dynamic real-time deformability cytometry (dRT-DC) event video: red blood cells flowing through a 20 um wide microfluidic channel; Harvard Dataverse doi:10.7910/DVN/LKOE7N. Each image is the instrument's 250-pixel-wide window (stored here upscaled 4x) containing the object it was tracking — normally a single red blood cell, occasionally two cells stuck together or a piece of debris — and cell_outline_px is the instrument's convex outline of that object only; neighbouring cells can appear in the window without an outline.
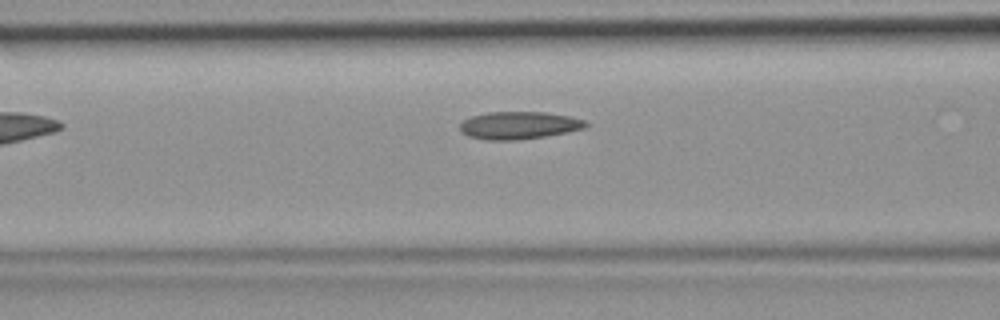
{"species": "common noctule bat (a hibernating species)", "species_latin": "Nyctalus noctula", "temperature_condition": "room temperature", "stored_images_in_passage": 4, "camera_frame_rate_fps": 3000, "um_per_image_px": 0.085, "animal": {"sex": "female", "body_mass_g": 19.9}, "frame": {"image": 1, "passage_image": 4, "time_ms": 1.0, "image_size_px": [1000, 320], "cell_outline_px": [[588, 124], [584, 128], [544, 136], [520, 140], [484, 140], [468, 136], [460, 132], [460, 124], [464, 120], [472, 116], [488, 112], [544, 112], [568, 116], [584, 120]], "centroid_in_image_um": [44.05, 10.66], "position_along_channel_um": 122.5, "area_um2": 20.06}}